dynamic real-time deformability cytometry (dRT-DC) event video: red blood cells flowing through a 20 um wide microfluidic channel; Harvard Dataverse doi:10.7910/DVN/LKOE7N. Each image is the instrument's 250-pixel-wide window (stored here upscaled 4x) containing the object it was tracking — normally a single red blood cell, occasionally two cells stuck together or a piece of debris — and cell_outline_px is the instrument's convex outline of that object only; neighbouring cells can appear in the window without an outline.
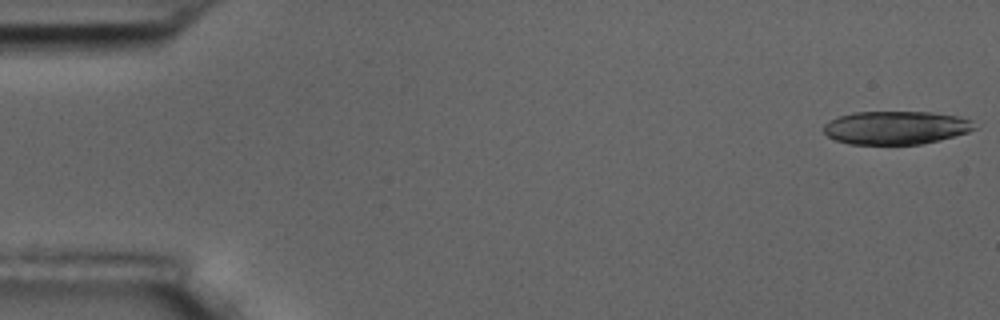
{"species": "common noctule bat (a hibernating species)", "species_latin": "Nyctalus noctula", "temperature_condition": "room temperature", "stored_images_in_passage": 5, "camera_frame_rate_fps": 3000, "um_per_image_px": 0.085, "animal": {"sex": "male", "body_mass_g": 17.5, "forearm_length_mm": 52.3}, "frame": {"image": 1, "passage_image": 1, "time_ms": 0.0, "image_size_px": [1000, 320], "cell_outline_px": [[980, 128], [968, 132], [940, 140], [920, 144], [848, 144], [836, 140], [828, 136], [824, 132], [824, 124], [828, 120], [836, 116], [852, 112], [932, 112], [960, 116], [972, 120]], "centroid_in_image_um": [76.18, 10.84], "position_along_channel_um": 8.8, "area_um2": 29.65}}